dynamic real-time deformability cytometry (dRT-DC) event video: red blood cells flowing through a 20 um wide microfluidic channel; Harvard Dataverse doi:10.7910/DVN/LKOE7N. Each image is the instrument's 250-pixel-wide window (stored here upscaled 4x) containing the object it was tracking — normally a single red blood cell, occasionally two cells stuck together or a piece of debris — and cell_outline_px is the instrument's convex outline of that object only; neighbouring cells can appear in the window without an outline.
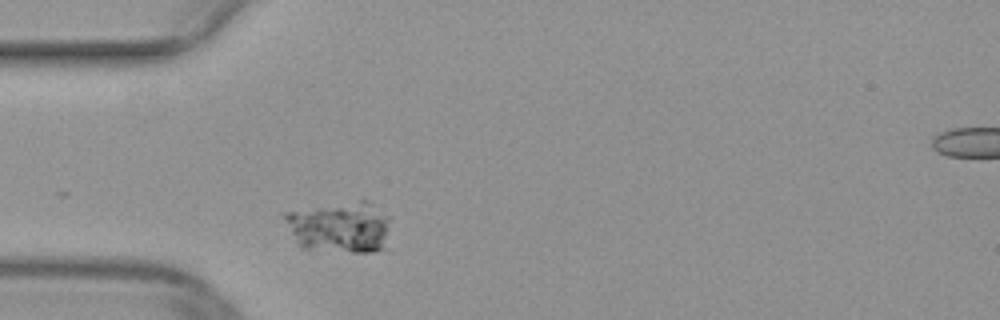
{"species": "common noctule bat (a hibernating species)", "species_latin": "Nyctalus noctula", "temperature_condition": "warm", "stored_images_in_passage": 11, "camera_frame_rate_fps": 3000, "um_per_image_px": 0.085, "animal": {"sex": "female", "body_mass_g": 29.2, "forearm_length_mm": 56.3}, "frame": {"image": 1, "passage_image": 4, "time_ms": 1.0, "image_size_px": [1000, 320], "cell_outline_px": [[392, 216], [384, 248], [372, 252], [352, 252], [300, 248], [284, 220], [284, 212], [360, 200], [372, 200]], "centroid_in_image_um": [28.97, 19.28], "position_along_channel_um": 56.0, "area_um2": 31.96}}
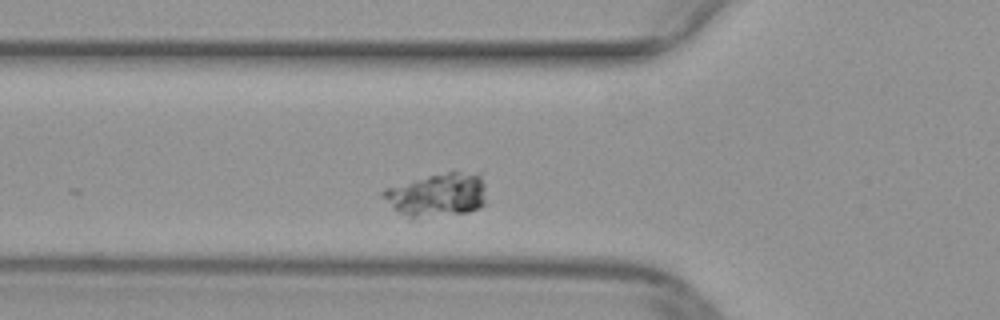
{"frame": {"image": 2, "passage_image": 7, "time_ms": 2.0, "image_size_px": [1000, 320], "cell_outline_px": [[484, 204], [480, 208], [468, 212], [412, 220], [392, 208], [380, 196], [380, 192], [384, 188], [428, 176], [448, 172], [484, 168]], "centroid_in_image_um": [37.22, 16.54], "position_along_channel_um": 88.6, "area_um2": 27.28}}